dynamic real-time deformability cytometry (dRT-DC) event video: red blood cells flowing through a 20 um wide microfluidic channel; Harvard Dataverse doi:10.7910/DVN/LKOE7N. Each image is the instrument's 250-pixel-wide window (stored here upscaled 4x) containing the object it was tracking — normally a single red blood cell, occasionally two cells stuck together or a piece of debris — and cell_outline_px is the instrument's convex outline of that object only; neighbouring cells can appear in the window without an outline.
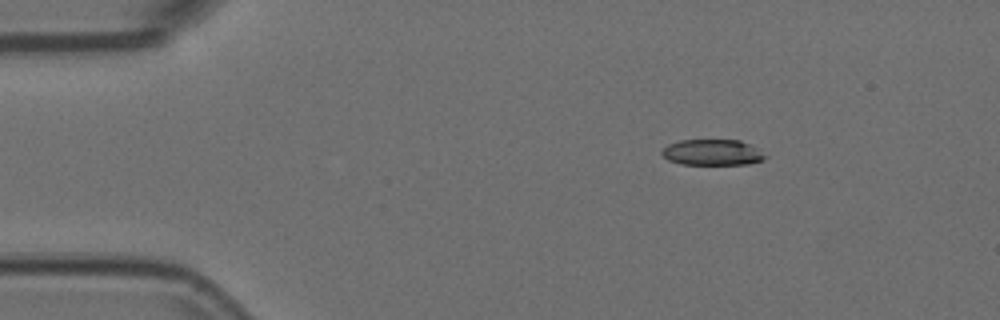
{"species": "Egyptian fruit bat (a non-hibernating species)", "species_latin": "Rousettus aegyptiacus", "temperature_condition": "room temperature", "stored_images_in_passage": 48, "camera_frame_rate_fps": 3000, "um_per_image_px": 0.085, "animal": {"sex": "female"}, "frame": {"image": 1, "passage_image": 1, "time_ms": 0.0, "image_size_px": [1000, 320], "cell_outline_px": [[768, 156], [764, 160], [748, 164], [680, 164], [668, 160], [660, 152], [668, 144], [680, 140], [740, 140], [760, 148]], "centroid_in_image_um": [60.61, 12.95], "position_along_channel_um": 24.4, "area_um2": 15.78}}
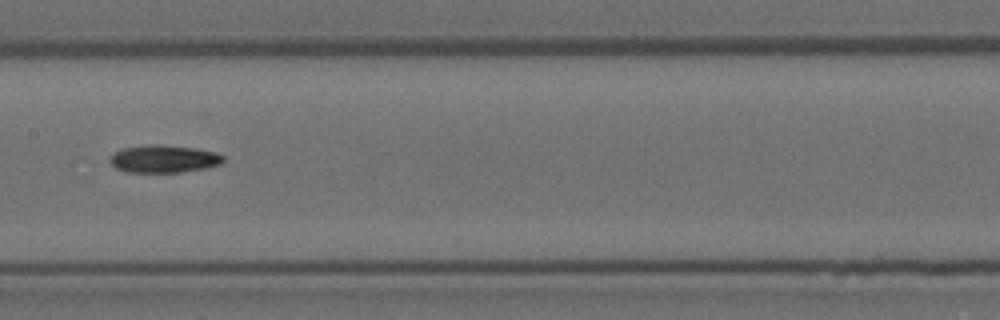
{"frame": {"image": 2, "passage_image": 20, "time_ms": 6.333, "image_size_px": [1000, 320], "cell_outline_px": [[224, 160], [220, 164], [208, 168], [180, 172], [128, 172], [116, 168], [108, 160], [116, 152], [124, 148], [156, 144], [196, 148], [216, 152], [224, 156]], "centroid_in_image_um": [13.97, 13.51], "position_along_channel_um": 193.4, "area_um2": 18.09}}
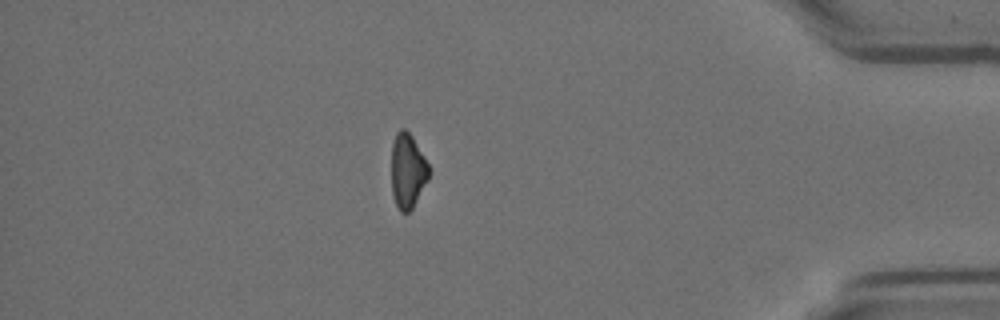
{"frame": {"image": 3, "passage_image": 40, "time_ms": 13.0, "image_size_px": [1000, 320], "cell_outline_px": [[428, 180], [412, 208], [408, 212], [400, 212], [396, 204], [392, 192], [392, 140], [396, 132], [400, 128], [404, 128], [412, 136], [424, 156], [428, 164]], "centroid_in_image_um": [34.63, 14.49], "position_along_channel_um": 400.6, "area_um2": 16.18}}